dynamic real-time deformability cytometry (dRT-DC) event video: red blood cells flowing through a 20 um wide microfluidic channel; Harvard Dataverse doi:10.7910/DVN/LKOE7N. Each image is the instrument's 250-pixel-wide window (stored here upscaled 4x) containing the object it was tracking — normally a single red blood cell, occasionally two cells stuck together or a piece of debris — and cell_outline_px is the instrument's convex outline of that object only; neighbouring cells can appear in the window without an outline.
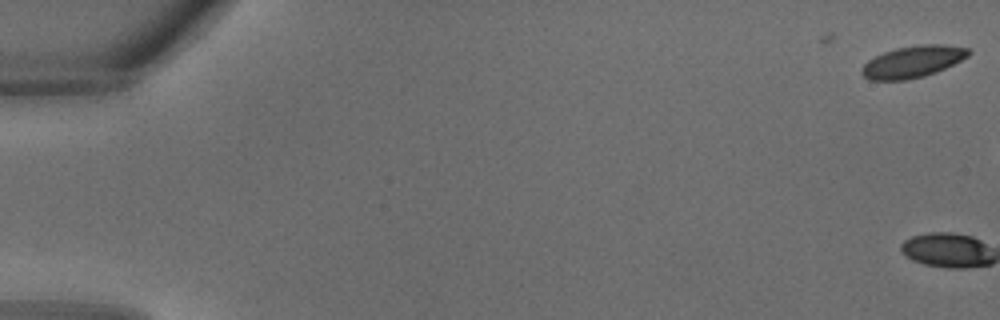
{"species": "common noctule bat (a hibernating species)", "species_latin": "Nyctalus noctula", "temperature_condition": "warm", "stored_images_in_passage": 2, "camera_frame_rate_fps": 3000, "um_per_image_px": 0.085, "animal": {"sex": "male", "body_mass_g": 18.8}, "frame": {"image": 1, "passage_image": 2, "time_ms": 0.333, "image_size_px": [1000, 320], "cell_outline_px": [[972, 52], [968, 56], [936, 72], [924, 76], [904, 80], [868, 80], [860, 72], [860, 68], [868, 60], [884, 52], [896, 48], [924, 44], [944, 44], [968, 48]], "centroid_in_image_um": [77.56, 5.24], "position_along_channel_um": 7.4, "area_um2": 19.65}}